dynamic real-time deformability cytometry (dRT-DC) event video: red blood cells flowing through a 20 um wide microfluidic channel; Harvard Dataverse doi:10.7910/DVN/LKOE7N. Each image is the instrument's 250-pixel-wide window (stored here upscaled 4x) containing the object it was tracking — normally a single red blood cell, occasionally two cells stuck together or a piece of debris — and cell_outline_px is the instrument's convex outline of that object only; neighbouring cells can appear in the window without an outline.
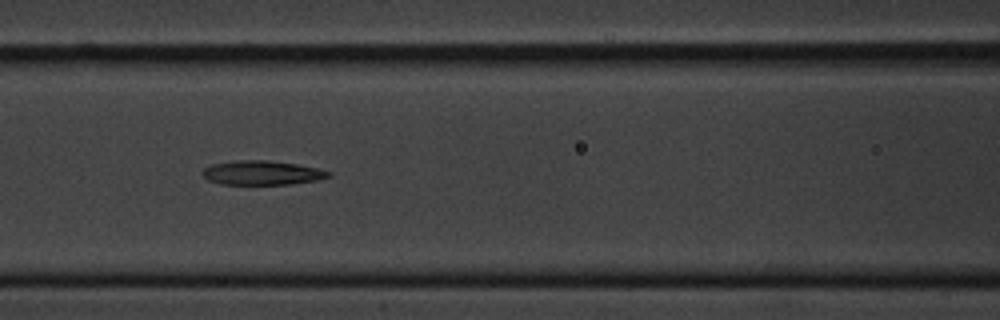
{"species": "common noctule bat (a hibernating species)", "species_latin": "Nyctalus noctula", "temperature_condition": "cold", "stored_images_in_passage": 14, "camera_frame_rate_fps": 3000, "um_per_image_px": 0.085, "animal": {"sex": "male", "body_mass_g": 20.1, "forearm_length_mm": 53.5}, "frame": {"image": 1, "passage_image": 5, "time_ms": 4.667, "image_size_px": [1000, 320], "cell_outline_px": [[332, 176], [316, 180], [292, 184], [220, 184], [208, 180], [200, 172], [204, 168], [212, 164], [236, 160], [268, 160], [296, 164], [320, 168], [332, 172]], "centroid_in_image_um": [22.29, 14.68], "position_along_channel_um": 144.3, "area_um2": 17.92}}
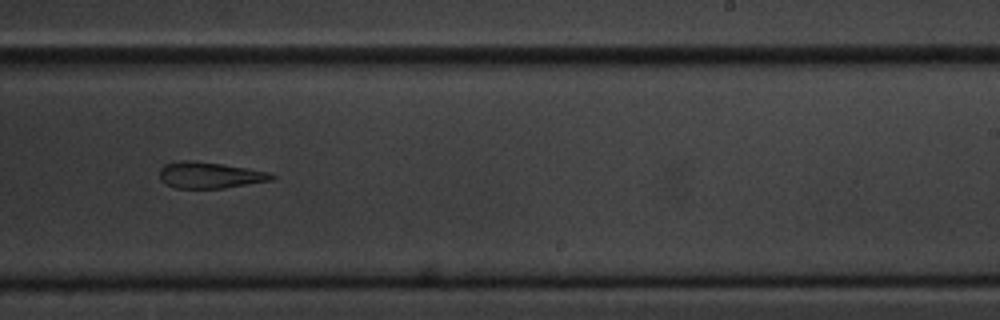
{"frame": {"image": 2, "passage_image": 8, "time_ms": 8.333, "image_size_px": [1000, 320], "cell_outline_px": [[276, 176], [272, 180], [224, 188], [172, 188], [160, 180], [160, 168], [164, 164], [180, 160], [192, 160], [220, 164], [268, 172]], "centroid_in_image_um": [17.77, 14.89], "position_along_channel_um": 271.2, "area_um2": 17.05}}
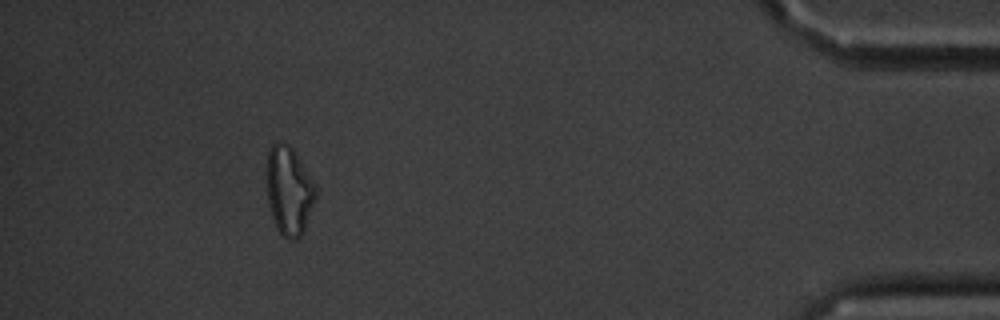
{"frame": {"image": 3, "passage_image": 13, "time_ms": 14.0, "image_size_px": [1000, 320], "cell_outline_px": [[316, 196], [304, 232], [296, 240], [288, 240], [276, 228], [272, 216], [268, 200], [268, 152], [272, 144], [276, 140], [288, 144], [292, 148], [312, 180], [316, 188]], "centroid_in_image_um": [24.57, 16.24], "position_along_channel_um": 410.6, "area_um2": 24.85}, "authors_computed_cell_mechanics": {"area_um2": 18.7561, "velocity_mm_per_s": 3.4649, "shape_relaxation_time_tau1_ms": 5.4574, "shape_relaxation_time_tau2_ms": 4.9569, "deformation_change_tau1": 0.1401, "deformation_change_tau2": 0.1589}}